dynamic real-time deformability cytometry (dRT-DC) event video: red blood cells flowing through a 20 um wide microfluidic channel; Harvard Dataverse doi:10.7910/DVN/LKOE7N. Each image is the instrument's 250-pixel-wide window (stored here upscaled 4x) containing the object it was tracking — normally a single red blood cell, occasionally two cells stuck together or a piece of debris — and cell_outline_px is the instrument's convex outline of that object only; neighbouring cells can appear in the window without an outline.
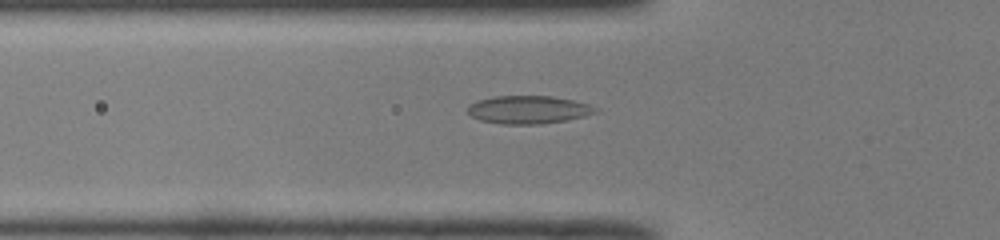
{"species": "common noctule bat (a hibernating species)", "species_latin": "Nyctalus noctula", "temperature_condition": "room temperature", "stored_images_in_passage": 41, "camera_frame_rate_fps": 3000, "um_per_image_px": 0.085, "animal": {"sex": "male", "body_mass_g": 19.0, "forearm_length_mm": 50.8}, "frame": {"image": 1, "passage_image": 9, "time_ms": 2.667, "image_size_px": [1000, 240], "cell_outline_px": [[600, 108], [596, 112], [584, 116], [564, 120], [540, 124], [504, 124], [480, 120], [472, 116], [468, 112], [468, 104], [476, 100], [492, 96], [552, 96], [572, 100], [588, 104]], "centroid_in_image_um": [44.89, 9.31], "position_along_channel_um": 80.9, "area_um2": 20.81}}
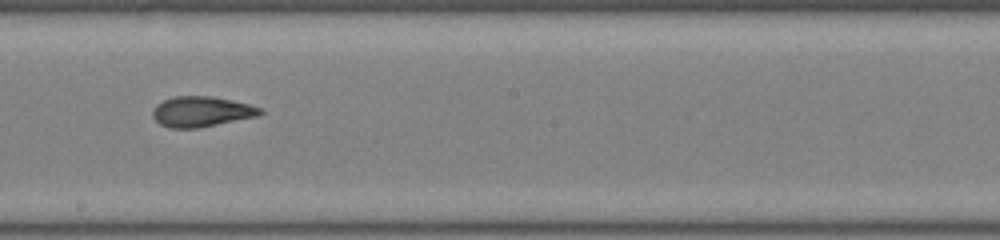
{"frame": {"image": 2, "passage_image": 20, "time_ms": 6.333, "image_size_px": [1000, 240], "cell_outline_px": [[264, 112], [256, 116], [196, 128], [168, 128], [160, 124], [152, 116], [152, 108], [156, 104], [164, 100], [176, 96], [212, 96], [232, 100], [248, 104], [260, 108]], "centroid_in_image_um": [17.07, 9.48], "position_along_channel_um": 231.1, "area_um2": 18.84}}
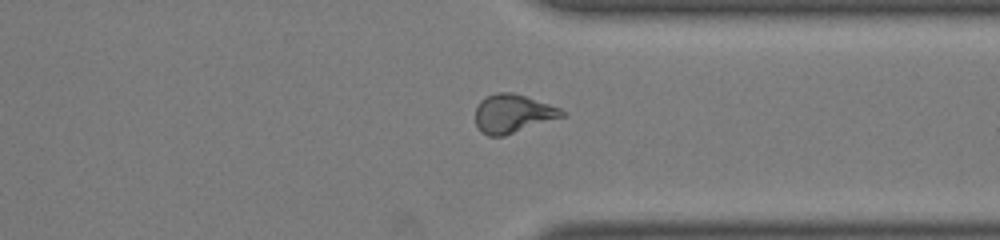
{"frame": {"image": 3, "passage_image": 30, "time_ms": 9.667, "image_size_px": [1000, 240], "cell_outline_px": [[568, 112], [564, 116], [504, 136], [488, 136], [480, 132], [476, 124], [476, 108], [480, 100], [484, 96], [496, 92], [512, 92], [560, 108]], "centroid_in_image_um": [43.56, 9.66], "position_along_channel_um": 367.8, "area_um2": 19.42}, "authors_computed_cell_mechanics": {"area_um2": 19.4208, "velocity_mm_per_s": 4.0974, "shape_relaxation_time_tau1_ms": null, "shape_relaxation_time_tau2_ms": 2.2169, "deformation_change_tau1": null, "deformation_change_tau2": 0.0794}}